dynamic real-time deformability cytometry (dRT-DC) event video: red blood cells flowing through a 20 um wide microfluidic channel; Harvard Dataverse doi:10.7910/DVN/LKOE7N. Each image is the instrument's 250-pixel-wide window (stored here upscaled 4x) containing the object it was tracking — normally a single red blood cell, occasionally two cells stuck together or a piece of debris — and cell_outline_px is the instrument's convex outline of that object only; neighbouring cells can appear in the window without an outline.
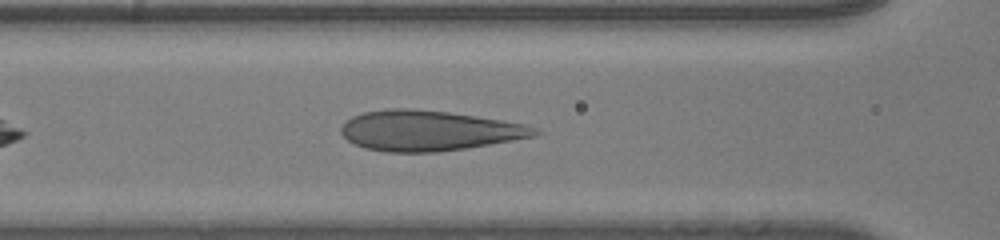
{"species": "human", "species_latin": "Homo sapiens", "temperature_condition": "room temperature", "stored_images_in_passage": 33, "camera_frame_rate_fps": 3000, "um_per_image_px": 0.085, "donor": {"sex": "male"}, "frame": {"image": 1, "passage_image": 7, "time_ms": 2.0, "image_size_px": [1000, 240], "cell_outline_px": [[540, 132], [532, 136], [512, 140], [464, 148], [436, 152], [384, 152], [364, 148], [348, 140], [340, 132], [340, 128], [352, 116], [364, 112], [388, 108], [412, 108], [448, 112], [500, 120], [524, 124], [536, 128]], "centroid_in_image_um": [36.38, 11.1], "position_along_channel_um": 130.2, "area_um2": 44.97}}
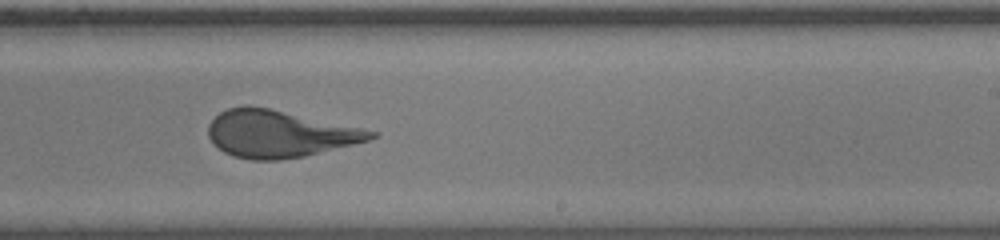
{"frame": {"image": 2, "passage_image": 17, "time_ms": 5.333, "image_size_px": [1000, 240], "cell_outline_px": [[376, 136], [368, 140], [304, 156], [280, 160], [252, 160], [232, 156], [224, 152], [208, 136], [208, 124], [220, 112], [228, 108], [248, 104], [268, 108], [360, 128], [376, 132]], "centroid_in_image_um": [23.66, 11.37], "position_along_channel_um": 265.3, "area_um2": 43.87}}
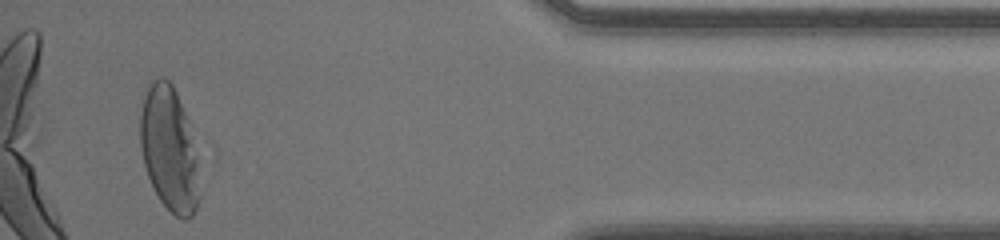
{"frame": {"image": 3, "passage_image": 31, "time_ms": 10.0, "image_size_px": [1000, 240], "cell_outline_px": [[200, 196], [196, 208], [192, 216], [184, 220], [176, 216], [160, 200], [148, 176], [144, 164], [140, 148], [140, 112], [144, 88], [148, 80], [160, 76], [164, 76], [172, 84], [176, 92], [188, 120], [196, 164]], "centroid_in_image_um": [14.33, 12.59], "position_along_channel_um": 420.9, "area_um2": 42.89}, "authors_computed_cell_mechanics": {"area_um2": 44.4482, "velocity_mm_per_s": 4.0683, "shape_relaxation_time_tau1_ms": 6.4341, "shape_relaxation_time_tau2_ms": null, "deformation_change_tau1": 0.2463, "deformation_change_tau2": null}}